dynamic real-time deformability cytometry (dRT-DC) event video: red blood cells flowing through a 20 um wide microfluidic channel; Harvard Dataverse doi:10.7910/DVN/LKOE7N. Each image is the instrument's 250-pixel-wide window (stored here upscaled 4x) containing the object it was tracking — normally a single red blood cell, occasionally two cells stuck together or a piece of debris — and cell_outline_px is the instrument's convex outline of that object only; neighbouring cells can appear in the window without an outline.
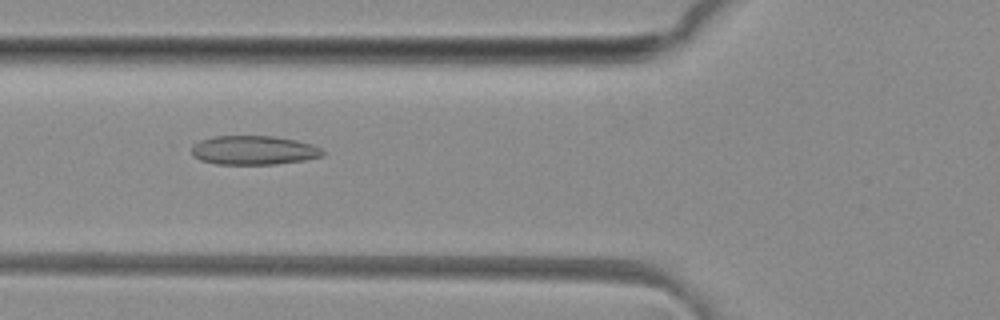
{"species": "common noctule bat (a hibernating species)", "species_latin": "Nyctalus noctula", "temperature_condition": "room temperature", "stored_images_in_passage": 49, "camera_frame_rate_fps": 3000, "um_per_image_px": 0.085, "animal": {"sex": "female", "body_mass_g": 29.2, "forearm_length_mm": 56.3}, "frame": {"image": 1, "passage_image": 18, "time_ms": 5.667, "image_size_px": [1000, 320], "cell_outline_px": [[324, 156], [304, 160], [276, 164], [216, 164], [200, 160], [192, 156], [192, 144], [200, 140], [212, 136], [272, 136], [296, 140], [312, 144], [320, 148], [324, 152]], "centroid_in_image_um": [21.54, 12.77], "position_along_channel_um": 104.3, "area_um2": 22.31}}
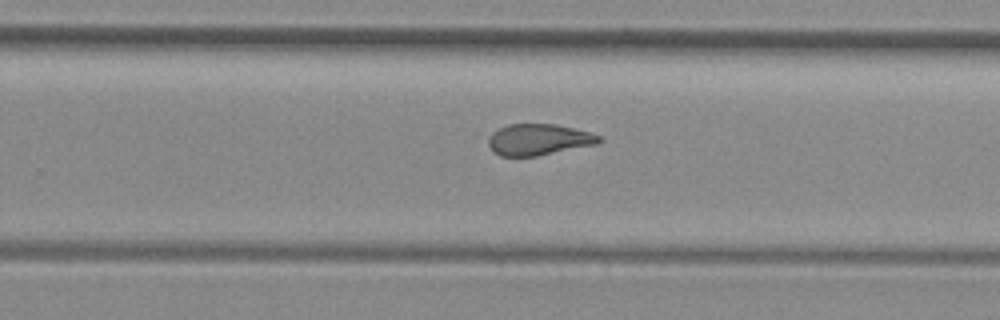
{"frame": {"image": 2, "passage_image": 31, "time_ms": 10.0, "image_size_px": [1000, 320], "cell_outline_px": [[604, 140], [600, 144], [536, 156], [500, 156], [488, 144], [488, 136], [492, 132], [508, 124], [556, 124], [588, 132], [600, 136]], "centroid_in_image_um": [45.82, 11.86], "position_along_channel_um": 284.0, "area_um2": 20.17}}
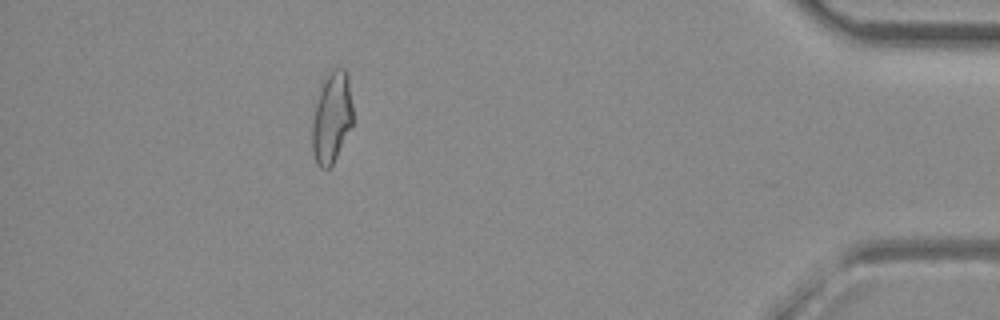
{"frame": {"image": 3, "passage_image": 44, "time_ms": 14.333, "image_size_px": [1000, 320], "cell_outline_px": [[352, 124], [332, 164], [328, 168], [320, 168], [316, 164], [312, 152], [312, 124], [320, 84], [332, 68], [344, 68], [348, 76], [352, 104]], "centroid_in_image_um": [28.18, 9.96], "position_along_channel_um": 407.0, "area_um2": 21.5}, "authors_computed_cell_mechanics": {"area_um2": 21.964, "velocity_mm_per_s": 4.1516, "shape_relaxation_time_tau1_ms": null, "shape_relaxation_time_tau2_ms": 1.9252, "deformation_change_tau1": null, "deformation_change_tau2": 0.0922}}